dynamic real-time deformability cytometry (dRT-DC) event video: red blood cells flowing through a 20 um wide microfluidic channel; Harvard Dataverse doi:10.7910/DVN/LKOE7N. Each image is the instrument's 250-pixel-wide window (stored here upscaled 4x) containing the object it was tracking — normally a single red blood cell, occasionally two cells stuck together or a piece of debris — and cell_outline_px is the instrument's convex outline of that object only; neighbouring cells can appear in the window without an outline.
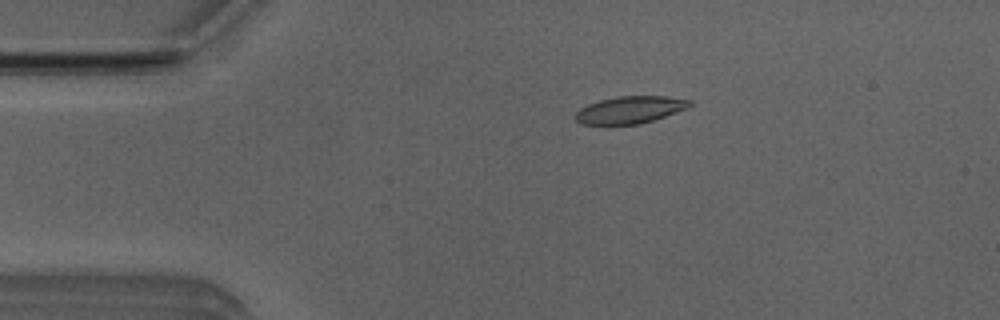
{"species": "Egyptian fruit bat (a non-hibernating species)", "species_latin": "Rousettus aegyptiacus", "temperature_condition": "room temperature", "stored_images_in_passage": 43, "camera_frame_rate_fps": 3000, "um_per_image_px": 0.085, "animal": {"sex": "male"}, "frame": {"image": 1, "passage_image": 2, "time_ms": 0.333, "image_size_px": [1000, 320], "cell_outline_px": [[692, 104], [688, 108], [640, 124], [580, 124], [576, 120], [576, 112], [580, 108], [588, 104], [600, 100], [616, 96], [664, 96], [692, 100]], "centroid_in_image_um": [53.55, 9.32], "position_along_channel_um": 31.4, "area_um2": 17.98}}
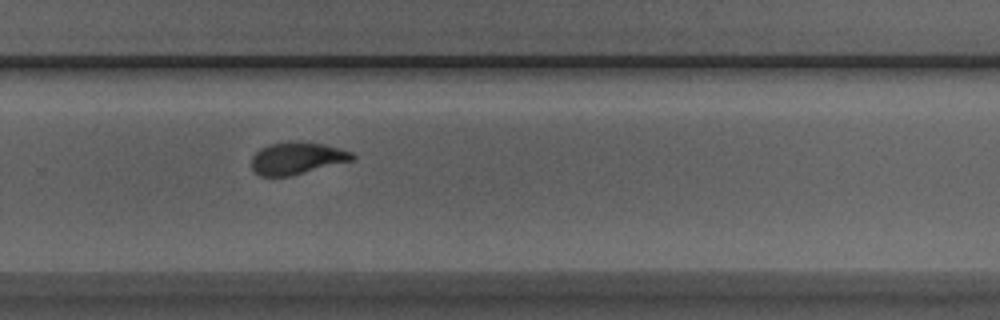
{"frame": {"image": 2, "passage_image": 26, "time_ms": 8.333, "image_size_px": [1000, 320], "cell_outline_px": [[356, 156], [352, 160], [288, 176], [260, 176], [252, 168], [252, 156], [260, 148], [268, 144], [296, 140], [324, 144], [352, 152]], "centroid_in_image_um": [25.21, 13.42], "position_along_channel_um": 304.6, "area_um2": 18.73}}
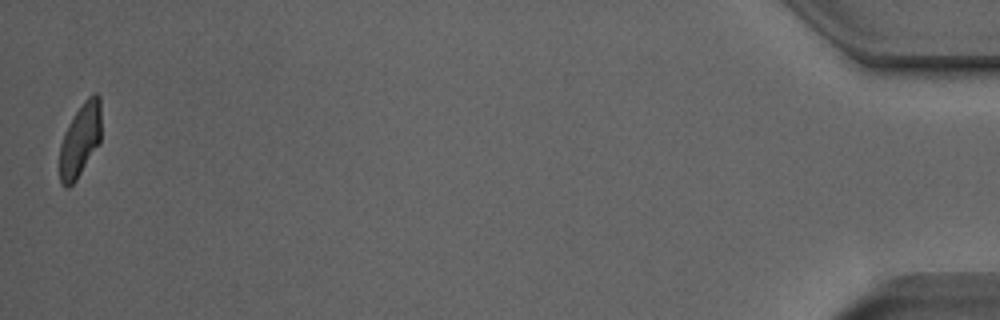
{"frame": {"image": 3, "passage_image": 43, "time_ms": 14.0, "image_size_px": [1000, 320], "cell_outline_px": [[100, 140], [76, 180], [68, 188], [64, 188], [60, 184], [60, 144], [64, 132], [76, 112], [84, 100], [92, 92], [96, 92], [100, 96]], "centroid_in_image_um": [6.8, 11.88], "position_along_channel_um": 428.4, "area_um2": 17.57}, "authors_computed_cell_mechanics": {"area_um2": 19.0162, "velocity_mm_per_s": 3.9646, "shape_relaxation_time_tau1_ms": 4.5812, "shape_relaxation_time_tau2_ms": 1.3424, "deformation_change_tau1": 0.1519, "deformation_change_tau2": 0.0759}}